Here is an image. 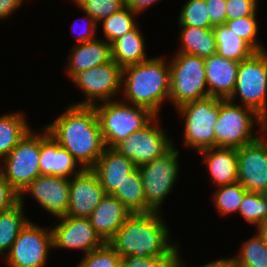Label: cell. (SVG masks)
Wrapping results in <instances>:
<instances>
[{"label": "cell", "mask_w": 267, "mask_h": 267, "mask_svg": "<svg viewBox=\"0 0 267 267\" xmlns=\"http://www.w3.org/2000/svg\"><path fill=\"white\" fill-rule=\"evenodd\" d=\"M24 206L19 201L12 208L0 212V259L10 251L18 234L30 221L24 215Z\"/></svg>", "instance_id": "obj_28"}, {"label": "cell", "mask_w": 267, "mask_h": 267, "mask_svg": "<svg viewBox=\"0 0 267 267\" xmlns=\"http://www.w3.org/2000/svg\"><path fill=\"white\" fill-rule=\"evenodd\" d=\"M74 4L99 23L123 8L124 0H76Z\"/></svg>", "instance_id": "obj_36"}, {"label": "cell", "mask_w": 267, "mask_h": 267, "mask_svg": "<svg viewBox=\"0 0 267 267\" xmlns=\"http://www.w3.org/2000/svg\"><path fill=\"white\" fill-rule=\"evenodd\" d=\"M69 51L65 70L70 80L81 71L106 64L112 60L111 44L104 38L74 44Z\"/></svg>", "instance_id": "obj_19"}, {"label": "cell", "mask_w": 267, "mask_h": 267, "mask_svg": "<svg viewBox=\"0 0 267 267\" xmlns=\"http://www.w3.org/2000/svg\"><path fill=\"white\" fill-rule=\"evenodd\" d=\"M209 95L228 99L234 91L239 62L213 54L204 58Z\"/></svg>", "instance_id": "obj_20"}, {"label": "cell", "mask_w": 267, "mask_h": 267, "mask_svg": "<svg viewBox=\"0 0 267 267\" xmlns=\"http://www.w3.org/2000/svg\"><path fill=\"white\" fill-rule=\"evenodd\" d=\"M175 256H149L146 258L129 255L122 257L119 267H173Z\"/></svg>", "instance_id": "obj_38"}, {"label": "cell", "mask_w": 267, "mask_h": 267, "mask_svg": "<svg viewBox=\"0 0 267 267\" xmlns=\"http://www.w3.org/2000/svg\"><path fill=\"white\" fill-rule=\"evenodd\" d=\"M51 228L53 249L83 251V255L100 248L106 242L91 225L89 218L61 216Z\"/></svg>", "instance_id": "obj_15"}, {"label": "cell", "mask_w": 267, "mask_h": 267, "mask_svg": "<svg viewBox=\"0 0 267 267\" xmlns=\"http://www.w3.org/2000/svg\"><path fill=\"white\" fill-rule=\"evenodd\" d=\"M84 14L86 16L83 17V18H84V21H85V18L87 19V21H86L87 25H85L83 31H80V32L77 33V36L75 37L77 44L84 43V42H87V41H92V40L97 38L96 33H97L98 29H99L98 28V23L91 16H89L87 13H84ZM75 23L76 22L73 21V23H72V27L73 28H74V25H76ZM72 27H71V30L73 29Z\"/></svg>", "instance_id": "obj_42"}, {"label": "cell", "mask_w": 267, "mask_h": 267, "mask_svg": "<svg viewBox=\"0 0 267 267\" xmlns=\"http://www.w3.org/2000/svg\"><path fill=\"white\" fill-rule=\"evenodd\" d=\"M104 144L114 148L133 132L149 125L157 115L148 108L126 103L119 98L94 105Z\"/></svg>", "instance_id": "obj_4"}, {"label": "cell", "mask_w": 267, "mask_h": 267, "mask_svg": "<svg viewBox=\"0 0 267 267\" xmlns=\"http://www.w3.org/2000/svg\"><path fill=\"white\" fill-rule=\"evenodd\" d=\"M208 15L213 26L226 22V0H205Z\"/></svg>", "instance_id": "obj_41"}, {"label": "cell", "mask_w": 267, "mask_h": 267, "mask_svg": "<svg viewBox=\"0 0 267 267\" xmlns=\"http://www.w3.org/2000/svg\"><path fill=\"white\" fill-rule=\"evenodd\" d=\"M121 256L106 242L100 248L83 255L75 267H119Z\"/></svg>", "instance_id": "obj_37"}, {"label": "cell", "mask_w": 267, "mask_h": 267, "mask_svg": "<svg viewBox=\"0 0 267 267\" xmlns=\"http://www.w3.org/2000/svg\"><path fill=\"white\" fill-rule=\"evenodd\" d=\"M137 16L139 17L138 14L124 6L111 16L103 19L98 25L101 24L103 26L104 40L111 44L125 33L133 30L138 25L136 20Z\"/></svg>", "instance_id": "obj_31"}, {"label": "cell", "mask_w": 267, "mask_h": 267, "mask_svg": "<svg viewBox=\"0 0 267 267\" xmlns=\"http://www.w3.org/2000/svg\"><path fill=\"white\" fill-rule=\"evenodd\" d=\"M123 203L131 213H145L144 187L136 167L111 194Z\"/></svg>", "instance_id": "obj_29"}, {"label": "cell", "mask_w": 267, "mask_h": 267, "mask_svg": "<svg viewBox=\"0 0 267 267\" xmlns=\"http://www.w3.org/2000/svg\"><path fill=\"white\" fill-rule=\"evenodd\" d=\"M70 179L61 176L39 175L19 195L24 203L25 195L32 196L43 210L56 218L66 215L69 205Z\"/></svg>", "instance_id": "obj_16"}, {"label": "cell", "mask_w": 267, "mask_h": 267, "mask_svg": "<svg viewBox=\"0 0 267 267\" xmlns=\"http://www.w3.org/2000/svg\"><path fill=\"white\" fill-rule=\"evenodd\" d=\"M122 75L123 68L113 59L106 64L79 72L71 79V82L80 89L84 99L74 102L73 105L94 106L115 100L122 90Z\"/></svg>", "instance_id": "obj_11"}, {"label": "cell", "mask_w": 267, "mask_h": 267, "mask_svg": "<svg viewBox=\"0 0 267 267\" xmlns=\"http://www.w3.org/2000/svg\"><path fill=\"white\" fill-rule=\"evenodd\" d=\"M259 0H226V20L256 16Z\"/></svg>", "instance_id": "obj_39"}, {"label": "cell", "mask_w": 267, "mask_h": 267, "mask_svg": "<svg viewBox=\"0 0 267 267\" xmlns=\"http://www.w3.org/2000/svg\"><path fill=\"white\" fill-rule=\"evenodd\" d=\"M253 109L267 123V50L240 61L233 94L228 98ZM242 101V102H241Z\"/></svg>", "instance_id": "obj_7"}, {"label": "cell", "mask_w": 267, "mask_h": 267, "mask_svg": "<svg viewBox=\"0 0 267 267\" xmlns=\"http://www.w3.org/2000/svg\"><path fill=\"white\" fill-rule=\"evenodd\" d=\"M257 233L261 236L262 240L267 245V220H265L263 223H261L257 227Z\"/></svg>", "instance_id": "obj_46"}, {"label": "cell", "mask_w": 267, "mask_h": 267, "mask_svg": "<svg viewBox=\"0 0 267 267\" xmlns=\"http://www.w3.org/2000/svg\"><path fill=\"white\" fill-rule=\"evenodd\" d=\"M24 2L25 0H0V20L9 18Z\"/></svg>", "instance_id": "obj_44"}, {"label": "cell", "mask_w": 267, "mask_h": 267, "mask_svg": "<svg viewBox=\"0 0 267 267\" xmlns=\"http://www.w3.org/2000/svg\"><path fill=\"white\" fill-rule=\"evenodd\" d=\"M184 122L183 143L197 152L215 147L214 128L219 115V98L207 97L185 103L178 108Z\"/></svg>", "instance_id": "obj_8"}, {"label": "cell", "mask_w": 267, "mask_h": 267, "mask_svg": "<svg viewBox=\"0 0 267 267\" xmlns=\"http://www.w3.org/2000/svg\"><path fill=\"white\" fill-rule=\"evenodd\" d=\"M138 25L111 43L112 59L122 68L147 60L146 43Z\"/></svg>", "instance_id": "obj_24"}, {"label": "cell", "mask_w": 267, "mask_h": 267, "mask_svg": "<svg viewBox=\"0 0 267 267\" xmlns=\"http://www.w3.org/2000/svg\"><path fill=\"white\" fill-rule=\"evenodd\" d=\"M180 46L177 52L207 58L216 54L217 43L213 29H202L191 26H179Z\"/></svg>", "instance_id": "obj_25"}, {"label": "cell", "mask_w": 267, "mask_h": 267, "mask_svg": "<svg viewBox=\"0 0 267 267\" xmlns=\"http://www.w3.org/2000/svg\"><path fill=\"white\" fill-rule=\"evenodd\" d=\"M72 177L66 216L89 218L106 193L91 168H84Z\"/></svg>", "instance_id": "obj_17"}, {"label": "cell", "mask_w": 267, "mask_h": 267, "mask_svg": "<svg viewBox=\"0 0 267 267\" xmlns=\"http://www.w3.org/2000/svg\"><path fill=\"white\" fill-rule=\"evenodd\" d=\"M121 91L122 101L148 108L159 116L162 104L169 103V62L160 55L123 67Z\"/></svg>", "instance_id": "obj_3"}, {"label": "cell", "mask_w": 267, "mask_h": 267, "mask_svg": "<svg viewBox=\"0 0 267 267\" xmlns=\"http://www.w3.org/2000/svg\"><path fill=\"white\" fill-rule=\"evenodd\" d=\"M44 127L83 168H92L106 148L94 106L69 104Z\"/></svg>", "instance_id": "obj_1"}, {"label": "cell", "mask_w": 267, "mask_h": 267, "mask_svg": "<svg viewBox=\"0 0 267 267\" xmlns=\"http://www.w3.org/2000/svg\"><path fill=\"white\" fill-rule=\"evenodd\" d=\"M136 165L115 149L106 147L96 164L91 168L106 194H112Z\"/></svg>", "instance_id": "obj_23"}, {"label": "cell", "mask_w": 267, "mask_h": 267, "mask_svg": "<svg viewBox=\"0 0 267 267\" xmlns=\"http://www.w3.org/2000/svg\"><path fill=\"white\" fill-rule=\"evenodd\" d=\"M175 144L162 156L139 166L145 193V213L160 212L162 203L179 178V150Z\"/></svg>", "instance_id": "obj_9"}, {"label": "cell", "mask_w": 267, "mask_h": 267, "mask_svg": "<svg viewBox=\"0 0 267 267\" xmlns=\"http://www.w3.org/2000/svg\"><path fill=\"white\" fill-rule=\"evenodd\" d=\"M19 202V194L11 187L0 171V212L12 208Z\"/></svg>", "instance_id": "obj_40"}, {"label": "cell", "mask_w": 267, "mask_h": 267, "mask_svg": "<svg viewBox=\"0 0 267 267\" xmlns=\"http://www.w3.org/2000/svg\"><path fill=\"white\" fill-rule=\"evenodd\" d=\"M257 16H245L238 19L226 20L225 24L240 38L245 40L256 52L266 51L267 48L259 41V25Z\"/></svg>", "instance_id": "obj_35"}, {"label": "cell", "mask_w": 267, "mask_h": 267, "mask_svg": "<svg viewBox=\"0 0 267 267\" xmlns=\"http://www.w3.org/2000/svg\"><path fill=\"white\" fill-rule=\"evenodd\" d=\"M159 0H124V6L129 8L132 12L140 15L149 9L150 6L156 4Z\"/></svg>", "instance_id": "obj_45"}, {"label": "cell", "mask_w": 267, "mask_h": 267, "mask_svg": "<svg viewBox=\"0 0 267 267\" xmlns=\"http://www.w3.org/2000/svg\"><path fill=\"white\" fill-rule=\"evenodd\" d=\"M238 182L248 192L267 194V129L237 149Z\"/></svg>", "instance_id": "obj_14"}, {"label": "cell", "mask_w": 267, "mask_h": 267, "mask_svg": "<svg viewBox=\"0 0 267 267\" xmlns=\"http://www.w3.org/2000/svg\"><path fill=\"white\" fill-rule=\"evenodd\" d=\"M132 213L111 194H106L89 219L99 236L109 242Z\"/></svg>", "instance_id": "obj_21"}, {"label": "cell", "mask_w": 267, "mask_h": 267, "mask_svg": "<svg viewBox=\"0 0 267 267\" xmlns=\"http://www.w3.org/2000/svg\"><path fill=\"white\" fill-rule=\"evenodd\" d=\"M255 125L259 132H254ZM266 129V121L253 109L219 98V115L214 128L215 147L238 149L255 141Z\"/></svg>", "instance_id": "obj_5"}, {"label": "cell", "mask_w": 267, "mask_h": 267, "mask_svg": "<svg viewBox=\"0 0 267 267\" xmlns=\"http://www.w3.org/2000/svg\"><path fill=\"white\" fill-rule=\"evenodd\" d=\"M31 129L0 162V171L20 195L40 175V133Z\"/></svg>", "instance_id": "obj_10"}, {"label": "cell", "mask_w": 267, "mask_h": 267, "mask_svg": "<svg viewBox=\"0 0 267 267\" xmlns=\"http://www.w3.org/2000/svg\"><path fill=\"white\" fill-rule=\"evenodd\" d=\"M242 244L239 253L232 256L234 267H267V245L257 231Z\"/></svg>", "instance_id": "obj_30"}, {"label": "cell", "mask_w": 267, "mask_h": 267, "mask_svg": "<svg viewBox=\"0 0 267 267\" xmlns=\"http://www.w3.org/2000/svg\"><path fill=\"white\" fill-rule=\"evenodd\" d=\"M179 252H180V249H178L176 253L173 267H185V262L180 257ZM191 267H234V263H233L232 257L230 258L221 257L219 259H216L214 261L207 263L206 265L191 266Z\"/></svg>", "instance_id": "obj_43"}, {"label": "cell", "mask_w": 267, "mask_h": 267, "mask_svg": "<svg viewBox=\"0 0 267 267\" xmlns=\"http://www.w3.org/2000/svg\"><path fill=\"white\" fill-rule=\"evenodd\" d=\"M25 115L15 111L0 116V162L31 130Z\"/></svg>", "instance_id": "obj_26"}, {"label": "cell", "mask_w": 267, "mask_h": 267, "mask_svg": "<svg viewBox=\"0 0 267 267\" xmlns=\"http://www.w3.org/2000/svg\"><path fill=\"white\" fill-rule=\"evenodd\" d=\"M170 233L161 211L132 213L108 243L121 257L176 256Z\"/></svg>", "instance_id": "obj_2"}, {"label": "cell", "mask_w": 267, "mask_h": 267, "mask_svg": "<svg viewBox=\"0 0 267 267\" xmlns=\"http://www.w3.org/2000/svg\"><path fill=\"white\" fill-rule=\"evenodd\" d=\"M238 213L247 223L257 228L267 220V194L247 191L243 196Z\"/></svg>", "instance_id": "obj_33"}, {"label": "cell", "mask_w": 267, "mask_h": 267, "mask_svg": "<svg viewBox=\"0 0 267 267\" xmlns=\"http://www.w3.org/2000/svg\"><path fill=\"white\" fill-rule=\"evenodd\" d=\"M217 43V54L236 62L250 58L256 51L226 24L213 27Z\"/></svg>", "instance_id": "obj_27"}, {"label": "cell", "mask_w": 267, "mask_h": 267, "mask_svg": "<svg viewBox=\"0 0 267 267\" xmlns=\"http://www.w3.org/2000/svg\"><path fill=\"white\" fill-rule=\"evenodd\" d=\"M215 186H225L238 181L237 149L226 147L206 148L199 152Z\"/></svg>", "instance_id": "obj_22"}, {"label": "cell", "mask_w": 267, "mask_h": 267, "mask_svg": "<svg viewBox=\"0 0 267 267\" xmlns=\"http://www.w3.org/2000/svg\"><path fill=\"white\" fill-rule=\"evenodd\" d=\"M158 118L157 116L144 129L133 132L113 149L130 159L136 167L162 156L173 146L174 141L169 138L167 130L159 125Z\"/></svg>", "instance_id": "obj_13"}, {"label": "cell", "mask_w": 267, "mask_h": 267, "mask_svg": "<svg viewBox=\"0 0 267 267\" xmlns=\"http://www.w3.org/2000/svg\"><path fill=\"white\" fill-rule=\"evenodd\" d=\"M169 66V102L175 109L185 103L210 97L203 58L177 52L169 61Z\"/></svg>", "instance_id": "obj_6"}, {"label": "cell", "mask_w": 267, "mask_h": 267, "mask_svg": "<svg viewBox=\"0 0 267 267\" xmlns=\"http://www.w3.org/2000/svg\"><path fill=\"white\" fill-rule=\"evenodd\" d=\"M39 165L40 175L61 176L69 179L84 169L68 150L54 140L44 126L40 134Z\"/></svg>", "instance_id": "obj_18"}, {"label": "cell", "mask_w": 267, "mask_h": 267, "mask_svg": "<svg viewBox=\"0 0 267 267\" xmlns=\"http://www.w3.org/2000/svg\"><path fill=\"white\" fill-rule=\"evenodd\" d=\"M178 17V26H191L202 29H213L205 0H187Z\"/></svg>", "instance_id": "obj_34"}, {"label": "cell", "mask_w": 267, "mask_h": 267, "mask_svg": "<svg viewBox=\"0 0 267 267\" xmlns=\"http://www.w3.org/2000/svg\"><path fill=\"white\" fill-rule=\"evenodd\" d=\"M53 250L51 228L29 221L3 258L7 267H46Z\"/></svg>", "instance_id": "obj_12"}, {"label": "cell", "mask_w": 267, "mask_h": 267, "mask_svg": "<svg viewBox=\"0 0 267 267\" xmlns=\"http://www.w3.org/2000/svg\"><path fill=\"white\" fill-rule=\"evenodd\" d=\"M246 192L247 190L238 181L217 187L211 198L218 214L225 216L238 212Z\"/></svg>", "instance_id": "obj_32"}]
</instances>
